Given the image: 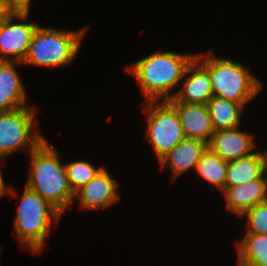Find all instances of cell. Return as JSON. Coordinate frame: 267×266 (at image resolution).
<instances>
[{"label":"cell","instance_id":"6da1fadb","mask_svg":"<svg viewBox=\"0 0 267 266\" xmlns=\"http://www.w3.org/2000/svg\"><path fill=\"white\" fill-rule=\"evenodd\" d=\"M197 53L158 50L127 66L147 101H168L178 92L185 71Z\"/></svg>","mask_w":267,"mask_h":266},{"label":"cell","instance_id":"7a4b0ae2","mask_svg":"<svg viewBox=\"0 0 267 266\" xmlns=\"http://www.w3.org/2000/svg\"><path fill=\"white\" fill-rule=\"evenodd\" d=\"M45 138L31 153L25 186L35 191L62 215L72 210L75 193L72 191L65 163L57 147Z\"/></svg>","mask_w":267,"mask_h":266},{"label":"cell","instance_id":"3957f363","mask_svg":"<svg viewBox=\"0 0 267 266\" xmlns=\"http://www.w3.org/2000/svg\"><path fill=\"white\" fill-rule=\"evenodd\" d=\"M11 185L10 196L20 197L13 218V233L22 249L39 254L45 248L53 225L60 223L62 214L35 191L24 186L23 193ZM21 196H20V195Z\"/></svg>","mask_w":267,"mask_h":266},{"label":"cell","instance_id":"277c9868","mask_svg":"<svg viewBox=\"0 0 267 266\" xmlns=\"http://www.w3.org/2000/svg\"><path fill=\"white\" fill-rule=\"evenodd\" d=\"M213 53L210 49L205 53H197L195 57L209 72L213 95L242 104L246 108L264 90V82L241 61Z\"/></svg>","mask_w":267,"mask_h":266},{"label":"cell","instance_id":"5b68a950","mask_svg":"<svg viewBox=\"0 0 267 266\" xmlns=\"http://www.w3.org/2000/svg\"><path fill=\"white\" fill-rule=\"evenodd\" d=\"M88 27L68 31L40 25L33 35L22 64L50 69L69 66L79 55Z\"/></svg>","mask_w":267,"mask_h":266},{"label":"cell","instance_id":"8992f818","mask_svg":"<svg viewBox=\"0 0 267 266\" xmlns=\"http://www.w3.org/2000/svg\"><path fill=\"white\" fill-rule=\"evenodd\" d=\"M38 109L26 106L10 112H0V159L18 151L31 153L45 138L37 129Z\"/></svg>","mask_w":267,"mask_h":266},{"label":"cell","instance_id":"52a82bcc","mask_svg":"<svg viewBox=\"0 0 267 266\" xmlns=\"http://www.w3.org/2000/svg\"><path fill=\"white\" fill-rule=\"evenodd\" d=\"M142 105L147 117L145 140L159 162L185 135L176 109L168 101H145Z\"/></svg>","mask_w":267,"mask_h":266},{"label":"cell","instance_id":"ba28073f","mask_svg":"<svg viewBox=\"0 0 267 266\" xmlns=\"http://www.w3.org/2000/svg\"><path fill=\"white\" fill-rule=\"evenodd\" d=\"M28 17L29 13L11 12L4 20L0 28V61L22 62L25 58L40 26L35 21L29 22Z\"/></svg>","mask_w":267,"mask_h":266},{"label":"cell","instance_id":"9c48e42d","mask_svg":"<svg viewBox=\"0 0 267 266\" xmlns=\"http://www.w3.org/2000/svg\"><path fill=\"white\" fill-rule=\"evenodd\" d=\"M104 167L88 184L75 192L74 200L79 201L81 210H105L120 200L119 183Z\"/></svg>","mask_w":267,"mask_h":266},{"label":"cell","instance_id":"30bf717a","mask_svg":"<svg viewBox=\"0 0 267 266\" xmlns=\"http://www.w3.org/2000/svg\"><path fill=\"white\" fill-rule=\"evenodd\" d=\"M241 129L238 126L214 131L207 148L227 162L247 157L260 146L256 144L254 133Z\"/></svg>","mask_w":267,"mask_h":266},{"label":"cell","instance_id":"8fae6325","mask_svg":"<svg viewBox=\"0 0 267 266\" xmlns=\"http://www.w3.org/2000/svg\"><path fill=\"white\" fill-rule=\"evenodd\" d=\"M181 84L174 98L168 102L206 105L213 96L209 72L196 58L188 65Z\"/></svg>","mask_w":267,"mask_h":266},{"label":"cell","instance_id":"7c38bea8","mask_svg":"<svg viewBox=\"0 0 267 266\" xmlns=\"http://www.w3.org/2000/svg\"><path fill=\"white\" fill-rule=\"evenodd\" d=\"M18 65L21 67L23 64L18 61H0V112L31 106L26 101V88L16 70Z\"/></svg>","mask_w":267,"mask_h":266},{"label":"cell","instance_id":"4fadbf2b","mask_svg":"<svg viewBox=\"0 0 267 266\" xmlns=\"http://www.w3.org/2000/svg\"><path fill=\"white\" fill-rule=\"evenodd\" d=\"M206 149L205 142L199 139L185 138L159 161L160 170L168 168L171 171L172 181L189 173L190 170L194 172Z\"/></svg>","mask_w":267,"mask_h":266},{"label":"cell","instance_id":"5bb4252c","mask_svg":"<svg viewBox=\"0 0 267 266\" xmlns=\"http://www.w3.org/2000/svg\"><path fill=\"white\" fill-rule=\"evenodd\" d=\"M169 103L176 109L185 138L199 139L208 144L214 133V129L207 106L196 103Z\"/></svg>","mask_w":267,"mask_h":266},{"label":"cell","instance_id":"9a60e30c","mask_svg":"<svg viewBox=\"0 0 267 266\" xmlns=\"http://www.w3.org/2000/svg\"><path fill=\"white\" fill-rule=\"evenodd\" d=\"M221 193L226 201L225 209L240 217L252 207L267 201V181L257 179L243 185L225 186Z\"/></svg>","mask_w":267,"mask_h":266},{"label":"cell","instance_id":"2e32d148","mask_svg":"<svg viewBox=\"0 0 267 266\" xmlns=\"http://www.w3.org/2000/svg\"><path fill=\"white\" fill-rule=\"evenodd\" d=\"M257 179H265L261 148L247 157L228 162L225 186L243 185Z\"/></svg>","mask_w":267,"mask_h":266},{"label":"cell","instance_id":"e0dca14e","mask_svg":"<svg viewBox=\"0 0 267 266\" xmlns=\"http://www.w3.org/2000/svg\"><path fill=\"white\" fill-rule=\"evenodd\" d=\"M214 131L232 129L242 125L245 107L219 96H212L206 103Z\"/></svg>","mask_w":267,"mask_h":266},{"label":"cell","instance_id":"ac0fdd59","mask_svg":"<svg viewBox=\"0 0 267 266\" xmlns=\"http://www.w3.org/2000/svg\"><path fill=\"white\" fill-rule=\"evenodd\" d=\"M235 247L237 266H267V234H244Z\"/></svg>","mask_w":267,"mask_h":266},{"label":"cell","instance_id":"d6986e66","mask_svg":"<svg viewBox=\"0 0 267 266\" xmlns=\"http://www.w3.org/2000/svg\"><path fill=\"white\" fill-rule=\"evenodd\" d=\"M227 166V161L223 160L217 154L212 153L207 148L201 155L195 172L205 183H208L211 187H215V189L217 188L216 190L221 193L225 189Z\"/></svg>","mask_w":267,"mask_h":266},{"label":"cell","instance_id":"ffe728a7","mask_svg":"<svg viewBox=\"0 0 267 266\" xmlns=\"http://www.w3.org/2000/svg\"><path fill=\"white\" fill-rule=\"evenodd\" d=\"M99 167V168H98ZM96 166L89 160H74L65 163L68 181L72 191L75 193L82 186L88 184L104 167Z\"/></svg>","mask_w":267,"mask_h":266},{"label":"cell","instance_id":"44dd1931","mask_svg":"<svg viewBox=\"0 0 267 266\" xmlns=\"http://www.w3.org/2000/svg\"><path fill=\"white\" fill-rule=\"evenodd\" d=\"M239 218L246 219L245 234H267V201L247 210Z\"/></svg>","mask_w":267,"mask_h":266},{"label":"cell","instance_id":"7402d4cb","mask_svg":"<svg viewBox=\"0 0 267 266\" xmlns=\"http://www.w3.org/2000/svg\"><path fill=\"white\" fill-rule=\"evenodd\" d=\"M32 0H1L2 6L9 12L30 13Z\"/></svg>","mask_w":267,"mask_h":266},{"label":"cell","instance_id":"603a6c76","mask_svg":"<svg viewBox=\"0 0 267 266\" xmlns=\"http://www.w3.org/2000/svg\"><path fill=\"white\" fill-rule=\"evenodd\" d=\"M5 160H1V162H3ZM8 184H5V179L2 173V169L0 168V198H2L3 196H6L10 194V189H11V185L7 186Z\"/></svg>","mask_w":267,"mask_h":266},{"label":"cell","instance_id":"cb8c5ba5","mask_svg":"<svg viewBox=\"0 0 267 266\" xmlns=\"http://www.w3.org/2000/svg\"><path fill=\"white\" fill-rule=\"evenodd\" d=\"M262 157L264 162V177L267 181V148L265 150H262Z\"/></svg>","mask_w":267,"mask_h":266},{"label":"cell","instance_id":"d4e9b609","mask_svg":"<svg viewBox=\"0 0 267 266\" xmlns=\"http://www.w3.org/2000/svg\"><path fill=\"white\" fill-rule=\"evenodd\" d=\"M11 12H0V28L6 19V17L10 14Z\"/></svg>","mask_w":267,"mask_h":266},{"label":"cell","instance_id":"484cf974","mask_svg":"<svg viewBox=\"0 0 267 266\" xmlns=\"http://www.w3.org/2000/svg\"><path fill=\"white\" fill-rule=\"evenodd\" d=\"M0 12H9L6 9L3 8L1 0H0Z\"/></svg>","mask_w":267,"mask_h":266},{"label":"cell","instance_id":"4316f807","mask_svg":"<svg viewBox=\"0 0 267 266\" xmlns=\"http://www.w3.org/2000/svg\"><path fill=\"white\" fill-rule=\"evenodd\" d=\"M1 250H2V248H1V246H0V259H1V252H2Z\"/></svg>","mask_w":267,"mask_h":266}]
</instances>
